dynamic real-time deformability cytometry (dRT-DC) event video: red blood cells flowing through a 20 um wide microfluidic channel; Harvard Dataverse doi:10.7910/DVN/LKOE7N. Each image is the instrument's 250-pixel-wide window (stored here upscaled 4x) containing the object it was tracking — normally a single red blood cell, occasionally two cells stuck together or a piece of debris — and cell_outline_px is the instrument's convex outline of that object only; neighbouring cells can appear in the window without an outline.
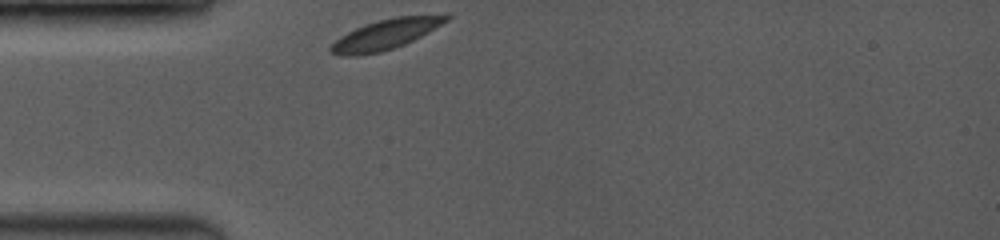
{"species": "common noctule bat (a hibernating species)", "species_latin": "Nyctalus noctula", "temperature_condition": "room temperature", "stored_images_in_passage": 19, "camera_frame_rate_fps": 3500, "um_per_image_px": 0.085, "animal": {"sex": "female", "body_mass_g": 19.0, "forearm_length_mm": 53.3}, "frame": {"image": 1, "passage_image": 1, "time_ms": 0.0, "image_size_px": [1000, 240], "cell_outline_px": [[452, 16], [448, 20], [428, 32], [404, 44], [380, 52], [356, 56], [340, 56], [328, 52], [328, 48], [340, 36], [364, 24], [396, 16], [448, 12], [452, 12]], "centroid_in_image_um": [32.84, 2.88], "position_along_channel_um": 52.2, "area_um2": 20.63}}
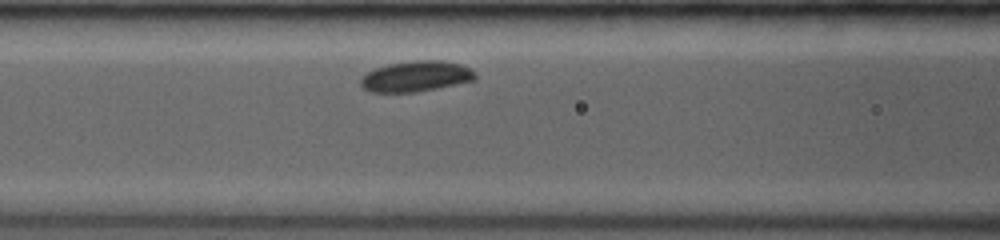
{"frame": {"image": 2, "passage_image": 9, "time_ms": 2.286, "image_size_px": [1000, 240], "cell_outline_px": [[476, 80], [416, 92], [368, 92], [360, 84], [360, 80], [368, 72], [376, 68], [388, 64], [416, 60], [444, 60], [460, 64], [476, 72]], "centroid_in_image_um": [35.37, 6.49], "position_along_channel_um": 131.2, "area_um2": 20.4}}
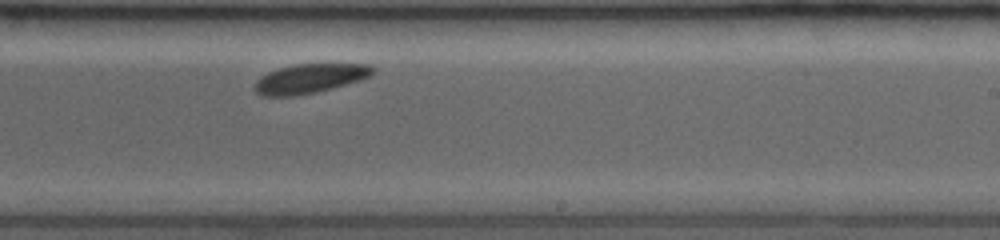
{"frame": {"image": 3, "passage_image": 19, "time_ms": 5.714, "image_size_px": [1000, 240], "cell_outline_px": [[376, 72], [360, 80], [316, 92], [296, 96], [264, 96], [256, 92], [252, 88], [256, 80], [268, 72], [292, 64], [372, 64], [376, 68]], "centroid_in_image_um": [26.33, 6.67], "position_along_channel_um": 262.7, "area_um2": 20.23}}